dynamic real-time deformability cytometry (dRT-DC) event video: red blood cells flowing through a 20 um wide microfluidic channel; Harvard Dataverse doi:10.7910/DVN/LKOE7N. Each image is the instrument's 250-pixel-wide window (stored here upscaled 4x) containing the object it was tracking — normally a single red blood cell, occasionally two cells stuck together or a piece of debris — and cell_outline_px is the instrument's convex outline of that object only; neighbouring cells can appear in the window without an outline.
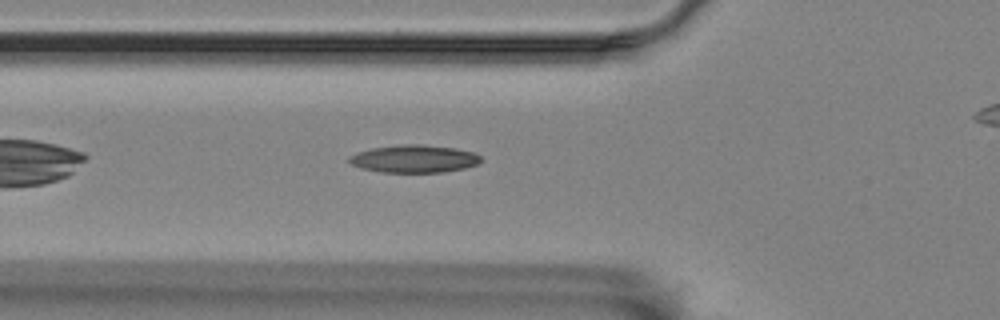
{"species": "Egyptian fruit bat (a non-hibernating species)", "species_latin": "Rousettus aegyptiacus", "temperature_condition": "room temperature", "stored_images_in_passage": 35, "camera_frame_rate_fps": 3000, "um_per_image_px": 0.085, "animal": {"sex": "female"}, "frame": {"image": 1, "passage_image": 5, "time_ms": 1.333, "image_size_px": [1000, 320], "cell_outline_px": [[480, 160], [476, 164], [464, 168], [444, 172], [380, 172], [360, 168], [352, 164], [348, 160], [348, 156], [356, 152], [372, 148], [400, 144], [424, 144], [456, 148], [472, 152], [480, 156]], "centroid_in_image_um": [35.15, 13.49], "position_along_channel_um": 90.6, "area_um2": 21.27}}
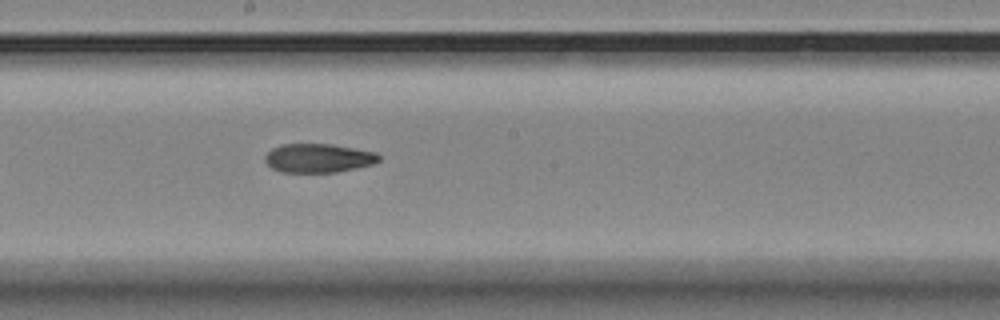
{"frame": {"image": 2, "passage_image": 16, "time_ms": 5.0, "image_size_px": [1000, 320], "cell_outline_px": [[380, 160], [372, 164], [356, 168], [336, 172], [280, 172], [272, 168], [264, 160], [264, 156], [272, 148], [280, 144], [332, 144], [376, 152], [380, 156]], "centroid_in_image_um": [27.04, 13.43], "position_along_channel_um": 221.2, "area_um2": 19.19}}
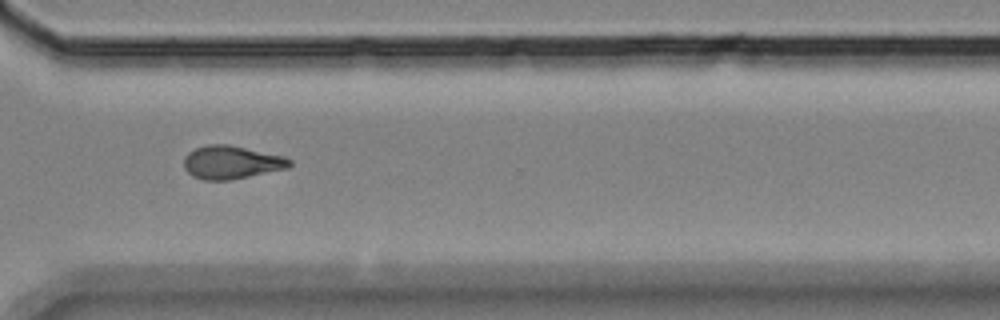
{"frame": {"image": 3, "passage_image": 27, "time_ms": 8.667, "image_size_px": [1000, 320], "cell_outline_px": [[292, 164], [288, 168], [232, 180], [204, 180], [192, 176], [184, 168], [184, 156], [188, 152], [196, 148], [208, 144], [228, 144], [284, 156], [292, 160]], "centroid_in_image_um": [19.67, 13.8], "position_along_channel_um": 350.9, "area_um2": 20.58}}